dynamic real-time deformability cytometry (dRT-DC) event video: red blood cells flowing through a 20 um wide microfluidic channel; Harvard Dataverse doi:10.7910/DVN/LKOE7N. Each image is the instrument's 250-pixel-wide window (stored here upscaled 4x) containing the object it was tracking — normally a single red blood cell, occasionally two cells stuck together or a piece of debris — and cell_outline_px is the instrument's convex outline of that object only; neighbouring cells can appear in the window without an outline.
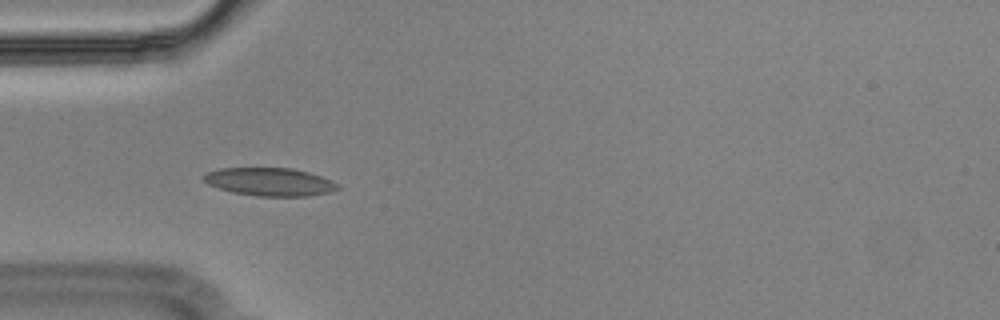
{"species": "Egyptian fruit bat (a non-hibernating species)", "species_latin": "Rousettus aegyptiacus", "temperature_condition": "cold", "stored_images_in_passage": 40, "camera_frame_rate_fps": 3000, "um_per_image_px": 0.085, "animal": {"sex": "male"}, "frame": {"image": 1, "passage_image": 1, "time_ms": 0.0, "image_size_px": [1000, 320], "cell_outline_px": [[340, 188], [332, 192], [308, 196], [256, 196], [232, 192], [208, 184], [200, 176], [208, 172], [220, 168], [292, 168], [308, 172], [332, 180], [340, 184]], "centroid_in_image_um": [22.96, 15.46], "position_along_channel_um": 62.0, "area_um2": 22.02}}
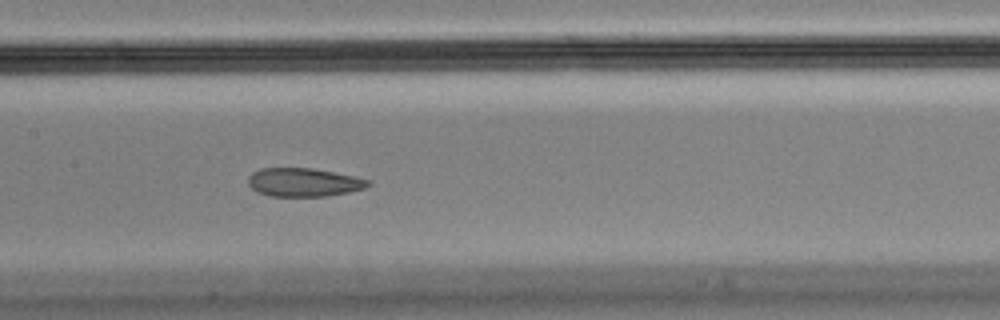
{"frame": {"image": 2, "passage_image": 11, "time_ms": 3.333, "image_size_px": [1000, 320], "cell_outline_px": [[372, 184], [364, 188], [348, 192], [328, 196], [272, 196], [256, 192], [248, 184], [248, 176], [252, 172], [260, 168], [312, 168], [372, 180]], "centroid_in_image_um": [25.8, 15.49], "position_along_channel_um": 181.6, "area_um2": 19.94}}
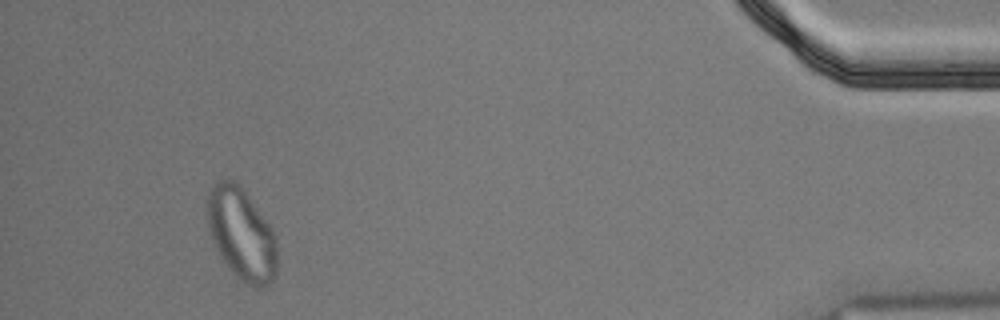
{"frame": {"image": 3, "passage_image": 36, "time_ms": 11.667, "image_size_px": [1000, 320], "cell_outline_px": [[276, 276], [272, 280], [260, 288], [256, 288], [240, 280], [232, 272], [220, 256], [216, 248], [208, 228], [208, 192], [220, 180], [232, 180], [244, 188], [272, 228], [276, 236]], "centroid_in_image_um": [20.55, 19.9], "position_along_channel_um": 414.7, "area_um2": 37.22}, "authors_computed_cell_mechanics": {"area_um2": 21.7617, "velocity_mm_per_s": 3.596, "shape_relaxation_time_tau1_ms": null, "shape_relaxation_time_tau2_ms": 1.6245, "deformation_change_tau1": null, "deformation_change_tau2": 0.0766}}